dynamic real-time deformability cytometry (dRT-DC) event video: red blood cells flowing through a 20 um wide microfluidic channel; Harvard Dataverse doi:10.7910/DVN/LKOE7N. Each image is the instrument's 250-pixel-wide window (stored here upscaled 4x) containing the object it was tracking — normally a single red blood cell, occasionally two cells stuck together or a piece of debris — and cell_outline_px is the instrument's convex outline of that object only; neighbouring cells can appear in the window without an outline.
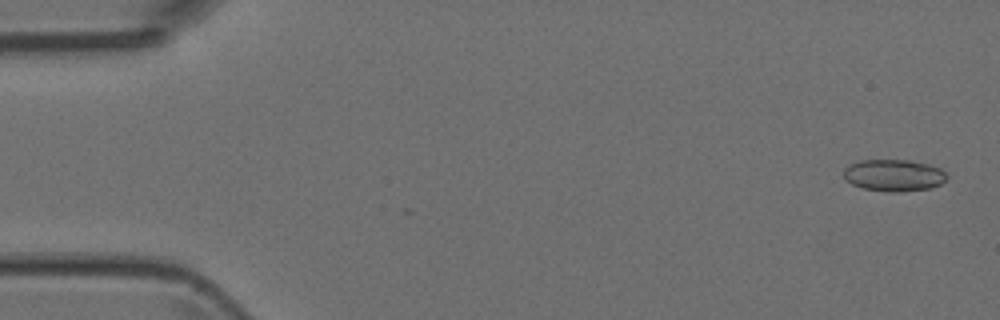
{"species": "Egyptian fruit bat (a non-hibernating species)", "species_latin": "Rousettus aegyptiacus", "temperature_condition": "room temperature", "stored_images_in_passage": 5, "camera_frame_rate_fps": 3000, "um_per_image_px": 0.085, "animal": {"sex": "female"}, "frame": {"image": 1, "passage_image": 1, "time_ms": 0.0, "image_size_px": [1000, 320], "cell_outline_px": [[948, 176], [940, 184], [932, 188], [900, 192], [888, 192], [864, 188], [852, 184], [844, 180], [844, 168], [848, 164], [860, 160], [908, 160], [928, 164], [940, 168]], "centroid_in_image_um": [75.95, 14.9], "position_along_channel_um": 9.1, "area_um2": 19.25}}
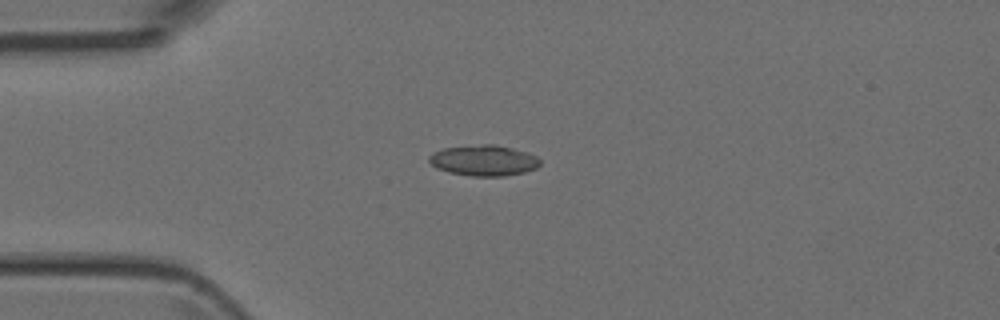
{"frame": {"image": 2, "passage_image": 4, "time_ms": 3.667, "image_size_px": [1000, 320], "cell_outline_px": [[540, 164], [536, 168], [524, 172], [504, 176], [472, 176], [448, 172], [436, 168], [428, 160], [428, 156], [432, 152], [444, 148], [484, 144], [492, 144], [512, 148], [528, 152], [536, 156], [540, 160]], "centroid_in_image_um": [41.11, 13.64], "position_along_channel_um": 43.9, "area_um2": 19.88}}
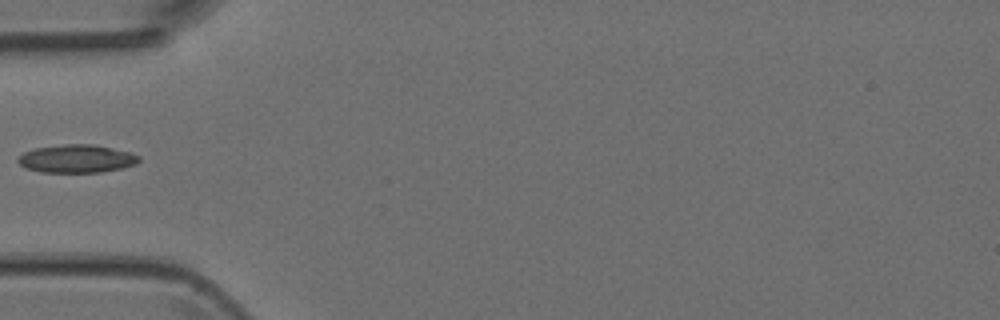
{"frame": {"image": 3, "passage_image": 5, "time_ms": 5.0, "image_size_px": [1000, 320], "cell_outline_px": [[140, 160], [136, 164], [120, 168], [100, 172], [44, 172], [28, 168], [20, 164], [16, 160], [24, 152], [36, 148], [64, 144], [96, 144], [128, 152], [140, 156]], "centroid_in_image_um": [6.53, 13.48], "position_along_channel_um": 78.5, "area_um2": 19.54}}